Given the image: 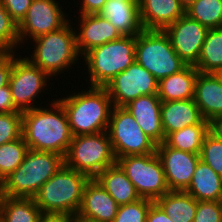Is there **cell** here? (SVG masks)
<instances>
[{
  "mask_svg": "<svg viewBox=\"0 0 222 222\" xmlns=\"http://www.w3.org/2000/svg\"><path fill=\"white\" fill-rule=\"evenodd\" d=\"M38 106L22 112V137L29 149L64 158L73 138L66 112L57 100L51 101L49 109Z\"/></svg>",
  "mask_w": 222,
  "mask_h": 222,
  "instance_id": "6da1fadb",
  "label": "cell"
},
{
  "mask_svg": "<svg viewBox=\"0 0 222 222\" xmlns=\"http://www.w3.org/2000/svg\"><path fill=\"white\" fill-rule=\"evenodd\" d=\"M76 93V94H75ZM56 99L64 108L73 136L107 131L112 100L104 87H90Z\"/></svg>",
  "mask_w": 222,
  "mask_h": 222,
  "instance_id": "7a4b0ae2",
  "label": "cell"
},
{
  "mask_svg": "<svg viewBox=\"0 0 222 222\" xmlns=\"http://www.w3.org/2000/svg\"><path fill=\"white\" fill-rule=\"evenodd\" d=\"M64 164L56 153L29 149L22 164L0 186V196L33 198Z\"/></svg>",
  "mask_w": 222,
  "mask_h": 222,
  "instance_id": "3957f363",
  "label": "cell"
},
{
  "mask_svg": "<svg viewBox=\"0 0 222 222\" xmlns=\"http://www.w3.org/2000/svg\"><path fill=\"white\" fill-rule=\"evenodd\" d=\"M90 178L81 172L63 164L49 178L33 197L43 213H66L77 215L83 196V190Z\"/></svg>",
  "mask_w": 222,
  "mask_h": 222,
  "instance_id": "277c9868",
  "label": "cell"
},
{
  "mask_svg": "<svg viewBox=\"0 0 222 222\" xmlns=\"http://www.w3.org/2000/svg\"><path fill=\"white\" fill-rule=\"evenodd\" d=\"M69 21L60 29L34 38L33 54L25 56L33 65L43 70L50 78L55 77L77 63L80 54L75 30ZM70 22V23H69ZM70 67V68H69Z\"/></svg>",
  "mask_w": 222,
  "mask_h": 222,
  "instance_id": "5b68a950",
  "label": "cell"
},
{
  "mask_svg": "<svg viewBox=\"0 0 222 222\" xmlns=\"http://www.w3.org/2000/svg\"><path fill=\"white\" fill-rule=\"evenodd\" d=\"M136 36H125L88 51L83 57L89 86L105 87L135 61Z\"/></svg>",
  "mask_w": 222,
  "mask_h": 222,
  "instance_id": "8992f818",
  "label": "cell"
},
{
  "mask_svg": "<svg viewBox=\"0 0 222 222\" xmlns=\"http://www.w3.org/2000/svg\"><path fill=\"white\" fill-rule=\"evenodd\" d=\"M135 61L158 81L187 66L161 30H143L136 36Z\"/></svg>",
  "mask_w": 222,
  "mask_h": 222,
  "instance_id": "52a82bcc",
  "label": "cell"
},
{
  "mask_svg": "<svg viewBox=\"0 0 222 222\" xmlns=\"http://www.w3.org/2000/svg\"><path fill=\"white\" fill-rule=\"evenodd\" d=\"M64 164L94 179L105 168L116 164L107 131L73 136Z\"/></svg>",
  "mask_w": 222,
  "mask_h": 222,
  "instance_id": "ba28073f",
  "label": "cell"
},
{
  "mask_svg": "<svg viewBox=\"0 0 222 222\" xmlns=\"http://www.w3.org/2000/svg\"><path fill=\"white\" fill-rule=\"evenodd\" d=\"M107 133L116 160L123 156L156 152L157 144L143 132L125 107L113 106Z\"/></svg>",
  "mask_w": 222,
  "mask_h": 222,
  "instance_id": "9c48e42d",
  "label": "cell"
},
{
  "mask_svg": "<svg viewBox=\"0 0 222 222\" xmlns=\"http://www.w3.org/2000/svg\"><path fill=\"white\" fill-rule=\"evenodd\" d=\"M116 163L135 186L141 198L156 201L169 192L162 162L157 153L123 156Z\"/></svg>",
  "mask_w": 222,
  "mask_h": 222,
  "instance_id": "30bf717a",
  "label": "cell"
},
{
  "mask_svg": "<svg viewBox=\"0 0 222 222\" xmlns=\"http://www.w3.org/2000/svg\"><path fill=\"white\" fill-rule=\"evenodd\" d=\"M49 79L43 70L33 65L26 57H17L8 84L14 106L21 112L36 108L34 102L45 87H48Z\"/></svg>",
  "mask_w": 222,
  "mask_h": 222,
  "instance_id": "8fae6325",
  "label": "cell"
},
{
  "mask_svg": "<svg viewBox=\"0 0 222 222\" xmlns=\"http://www.w3.org/2000/svg\"><path fill=\"white\" fill-rule=\"evenodd\" d=\"M158 82L149 71L134 61L125 71L109 81L104 88L113 106L124 107L140 96L158 94Z\"/></svg>",
  "mask_w": 222,
  "mask_h": 222,
  "instance_id": "7c38bea8",
  "label": "cell"
},
{
  "mask_svg": "<svg viewBox=\"0 0 222 222\" xmlns=\"http://www.w3.org/2000/svg\"><path fill=\"white\" fill-rule=\"evenodd\" d=\"M59 4L56 0H32L24 19L18 24L20 44H25L27 38L33 40L58 30L69 21Z\"/></svg>",
  "mask_w": 222,
  "mask_h": 222,
  "instance_id": "4fadbf2b",
  "label": "cell"
},
{
  "mask_svg": "<svg viewBox=\"0 0 222 222\" xmlns=\"http://www.w3.org/2000/svg\"><path fill=\"white\" fill-rule=\"evenodd\" d=\"M208 30L207 27L184 14L163 31L169 37L178 56L187 65L195 66Z\"/></svg>",
  "mask_w": 222,
  "mask_h": 222,
  "instance_id": "5bb4252c",
  "label": "cell"
},
{
  "mask_svg": "<svg viewBox=\"0 0 222 222\" xmlns=\"http://www.w3.org/2000/svg\"><path fill=\"white\" fill-rule=\"evenodd\" d=\"M170 191H185L191 183L200 159L199 154L175 149L164 142L156 146Z\"/></svg>",
  "mask_w": 222,
  "mask_h": 222,
  "instance_id": "9a60e30c",
  "label": "cell"
},
{
  "mask_svg": "<svg viewBox=\"0 0 222 222\" xmlns=\"http://www.w3.org/2000/svg\"><path fill=\"white\" fill-rule=\"evenodd\" d=\"M79 28L75 30L77 47L83 56L90 50L107 42L117 40L123 35L106 18L100 14H78Z\"/></svg>",
  "mask_w": 222,
  "mask_h": 222,
  "instance_id": "2e32d148",
  "label": "cell"
},
{
  "mask_svg": "<svg viewBox=\"0 0 222 222\" xmlns=\"http://www.w3.org/2000/svg\"><path fill=\"white\" fill-rule=\"evenodd\" d=\"M119 205L95 180L90 179L83 190L77 216L95 222H113Z\"/></svg>",
  "mask_w": 222,
  "mask_h": 222,
  "instance_id": "e0dca14e",
  "label": "cell"
},
{
  "mask_svg": "<svg viewBox=\"0 0 222 222\" xmlns=\"http://www.w3.org/2000/svg\"><path fill=\"white\" fill-rule=\"evenodd\" d=\"M161 103L158 94H151L140 96L124 106L143 132L157 145L165 140L161 122Z\"/></svg>",
  "mask_w": 222,
  "mask_h": 222,
  "instance_id": "ac0fdd59",
  "label": "cell"
},
{
  "mask_svg": "<svg viewBox=\"0 0 222 222\" xmlns=\"http://www.w3.org/2000/svg\"><path fill=\"white\" fill-rule=\"evenodd\" d=\"M182 0H140L139 10L144 30H161L185 14Z\"/></svg>",
  "mask_w": 222,
  "mask_h": 222,
  "instance_id": "d6986e66",
  "label": "cell"
},
{
  "mask_svg": "<svg viewBox=\"0 0 222 222\" xmlns=\"http://www.w3.org/2000/svg\"><path fill=\"white\" fill-rule=\"evenodd\" d=\"M194 100L204 120L222 116V74L199 72Z\"/></svg>",
  "mask_w": 222,
  "mask_h": 222,
  "instance_id": "ffe728a7",
  "label": "cell"
},
{
  "mask_svg": "<svg viewBox=\"0 0 222 222\" xmlns=\"http://www.w3.org/2000/svg\"><path fill=\"white\" fill-rule=\"evenodd\" d=\"M202 120L194 98L161 103V122L165 138L170 133L199 124Z\"/></svg>",
  "mask_w": 222,
  "mask_h": 222,
  "instance_id": "44dd1931",
  "label": "cell"
},
{
  "mask_svg": "<svg viewBox=\"0 0 222 222\" xmlns=\"http://www.w3.org/2000/svg\"><path fill=\"white\" fill-rule=\"evenodd\" d=\"M139 4L107 0L99 14L108 19L122 35L137 36L144 30L140 18Z\"/></svg>",
  "mask_w": 222,
  "mask_h": 222,
  "instance_id": "7402d4cb",
  "label": "cell"
},
{
  "mask_svg": "<svg viewBox=\"0 0 222 222\" xmlns=\"http://www.w3.org/2000/svg\"><path fill=\"white\" fill-rule=\"evenodd\" d=\"M198 73L195 66L187 65L178 73L161 79L158 82V97L162 102L193 99Z\"/></svg>",
  "mask_w": 222,
  "mask_h": 222,
  "instance_id": "603a6c76",
  "label": "cell"
},
{
  "mask_svg": "<svg viewBox=\"0 0 222 222\" xmlns=\"http://www.w3.org/2000/svg\"><path fill=\"white\" fill-rule=\"evenodd\" d=\"M94 179L115 199L119 206L141 199L135 186L117 163L105 168Z\"/></svg>",
  "mask_w": 222,
  "mask_h": 222,
  "instance_id": "cb8c5ba5",
  "label": "cell"
},
{
  "mask_svg": "<svg viewBox=\"0 0 222 222\" xmlns=\"http://www.w3.org/2000/svg\"><path fill=\"white\" fill-rule=\"evenodd\" d=\"M185 192L197 201H222V177L199 159Z\"/></svg>",
  "mask_w": 222,
  "mask_h": 222,
  "instance_id": "d4e9b609",
  "label": "cell"
},
{
  "mask_svg": "<svg viewBox=\"0 0 222 222\" xmlns=\"http://www.w3.org/2000/svg\"><path fill=\"white\" fill-rule=\"evenodd\" d=\"M173 222H193L197 200L185 191H169L155 201Z\"/></svg>",
  "mask_w": 222,
  "mask_h": 222,
  "instance_id": "484cf974",
  "label": "cell"
},
{
  "mask_svg": "<svg viewBox=\"0 0 222 222\" xmlns=\"http://www.w3.org/2000/svg\"><path fill=\"white\" fill-rule=\"evenodd\" d=\"M41 213L33 198L0 196V222H38Z\"/></svg>",
  "mask_w": 222,
  "mask_h": 222,
  "instance_id": "4316f807",
  "label": "cell"
},
{
  "mask_svg": "<svg viewBox=\"0 0 222 222\" xmlns=\"http://www.w3.org/2000/svg\"><path fill=\"white\" fill-rule=\"evenodd\" d=\"M196 69L201 73L222 74V29H209Z\"/></svg>",
  "mask_w": 222,
  "mask_h": 222,
  "instance_id": "83f0119b",
  "label": "cell"
},
{
  "mask_svg": "<svg viewBox=\"0 0 222 222\" xmlns=\"http://www.w3.org/2000/svg\"><path fill=\"white\" fill-rule=\"evenodd\" d=\"M209 132V121L202 120L199 124L187 126L170 133L164 143L178 150L200 154L204 138Z\"/></svg>",
  "mask_w": 222,
  "mask_h": 222,
  "instance_id": "f1b7e54d",
  "label": "cell"
},
{
  "mask_svg": "<svg viewBox=\"0 0 222 222\" xmlns=\"http://www.w3.org/2000/svg\"><path fill=\"white\" fill-rule=\"evenodd\" d=\"M185 14L208 29L219 28L222 0H192L186 5Z\"/></svg>",
  "mask_w": 222,
  "mask_h": 222,
  "instance_id": "f546056e",
  "label": "cell"
},
{
  "mask_svg": "<svg viewBox=\"0 0 222 222\" xmlns=\"http://www.w3.org/2000/svg\"><path fill=\"white\" fill-rule=\"evenodd\" d=\"M29 150L23 137L0 145V186L23 162Z\"/></svg>",
  "mask_w": 222,
  "mask_h": 222,
  "instance_id": "4dcf8cb0",
  "label": "cell"
},
{
  "mask_svg": "<svg viewBox=\"0 0 222 222\" xmlns=\"http://www.w3.org/2000/svg\"><path fill=\"white\" fill-rule=\"evenodd\" d=\"M17 58L15 51L0 52V113L19 111L13 103L9 88L10 74L14 60Z\"/></svg>",
  "mask_w": 222,
  "mask_h": 222,
  "instance_id": "1f68e13d",
  "label": "cell"
},
{
  "mask_svg": "<svg viewBox=\"0 0 222 222\" xmlns=\"http://www.w3.org/2000/svg\"><path fill=\"white\" fill-rule=\"evenodd\" d=\"M20 46L18 25L0 0V51H15Z\"/></svg>",
  "mask_w": 222,
  "mask_h": 222,
  "instance_id": "d6a6232c",
  "label": "cell"
},
{
  "mask_svg": "<svg viewBox=\"0 0 222 222\" xmlns=\"http://www.w3.org/2000/svg\"><path fill=\"white\" fill-rule=\"evenodd\" d=\"M199 155L203 162L222 177V140L208 132Z\"/></svg>",
  "mask_w": 222,
  "mask_h": 222,
  "instance_id": "836d02e7",
  "label": "cell"
},
{
  "mask_svg": "<svg viewBox=\"0 0 222 222\" xmlns=\"http://www.w3.org/2000/svg\"><path fill=\"white\" fill-rule=\"evenodd\" d=\"M154 201L141 198L133 203L120 205L113 222H146V217Z\"/></svg>",
  "mask_w": 222,
  "mask_h": 222,
  "instance_id": "e575fe53",
  "label": "cell"
},
{
  "mask_svg": "<svg viewBox=\"0 0 222 222\" xmlns=\"http://www.w3.org/2000/svg\"><path fill=\"white\" fill-rule=\"evenodd\" d=\"M22 136V112L0 113V145Z\"/></svg>",
  "mask_w": 222,
  "mask_h": 222,
  "instance_id": "d590c367",
  "label": "cell"
},
{
  "mask_svg": "<svg viewBox=\"0 0 222 222\" xmlns=\"http://www.w3.org/2000/svg\"><path fill=\"white\" fill-rule=\"evenodd\" d=\"M193 222H222V201H197Z\"/></svg>",
  "mask_w": 222,
  "mask_h": 222,
  "instance_id": "8d00e7d4",
  "label": "cell"
},
{
  "mask_svg": "<svg viewBox=\"0 0 222 222\" xmlns=\"http://www.w3.org/2000/svg\"><path fill=\"white\" fill-rule=\"evenodd\" d=\"M2 5L17 25L24 19L32 0H1Z\"/></svg>",
  "mask_w": 222,
  "mask_h": 222,
  "instance_id": "74e56055",
  "label": "cell"
},
{
  "mask_svg": "<svg viewBox=\"0 0 222 222\" xmlns=\"http://www.w3.org/2000/svg\"><path fill=\"white\" fill-rule=\"evenodd\" d=\"M146 222H173L163 209L153 202L148 210Z\"/></svg>",
  "mask_w": 222,
  "mask_h": 222,
  "instance_id": "f35d334b",
  "label": "cell"
},
{
  "mask_svg": "<svg viewBox=\"0 0 222 222\" xmlns=\"http://www.w3.org/2000/svg\"><path fill=\"white\" fill-rule=\"evenodd\" d=\"M107 0H82L80 14H99Z\"/></svg>",
  "mask_w": 222,
  "mask_h": 222,
  "instance_id": "ab89813d",
  "label": "cell"
},
{
  "mask_svg": "<svg viewBox=\"0 0 222 222\" xmlns=\"http://www.w3.org/2000/svg\"><path fill=\"white\" fill-rule=\"evenodd\" d=\"M74 216L66 213H41L38 222H71Z\"/></svg>",
  "mask_w": 222,
  "mask_h": 222,
  "instance_id": "60d3db41",
  "label": "cell"
},
{
  "mask_svg": "<svg viewBox=\"0 0 222 222\" xmlns=\"http://www.w3.org/2000/svg\"><path fill=\"white\" fill-rule=\"evenodd\" d=\"M209 132L222 140V116L209 121Z\"/></svg>",
  "mask_w": 222,
  "mask_h": 222,
  "instance_id": "b9f144b4",
  "label": "cell"
},
{
  "mask_svg": "<svg viewBox=\"0 0 222 222\" xmlns=\"http://www.w3.org/2000/svg\"><path fill=\"white\" fill-rule=\"evenodd\" d=\"M71 222H95V221L87 220L75 215Z\"/></svg>",
  "mask_w": 222,
  "mask_h": 222,
  "instance_id": "7bdbcfd3",
  "label": "cell"
},
{
  "mask_svg": "<svg viewBox=\"0 0 222 222\" xmlns=\"http://www.w3.org/2000/svg\"><path fill=\"white\" fill-rule=\"evenodd\" d=\"M118 1H124L128 3H140V0H118Z\"/></svg>",
  "mask_w": 222,
  "mask_h": 222,
  "instance_id": "ee69618b",
  "label": "cell"
},
{
  "mask_svg": "<svg viewBox=\"0 0 222 222\" xmlns=\"http://www.w3.org/2000/svg\"><path fill=\"white\" fill-rule=\"evenodd\" d=\"M192 0H182V2L187 5L189 2H191Z\"/></svg>",
  "mask_w": 222,
  "mask_h": 222,
  "instance_id": "f6af8a7d",
  "label": "cell"
},
{
  "mask_svg": "<svg viewBox=\"0 0 222 222\" xmlns=\"http://www.w3.org/2000/svg\"><path fill=\"white\" fill-rule=\"evenodd\" d=\"M220 29H222V15H221V21H220V26H219Z\"/></svg>",
  "mask_w": 222,
  "mask_h": 222,
  "instance_id": "bcb514c9",
  "label": "cell"
}]
</instances>
